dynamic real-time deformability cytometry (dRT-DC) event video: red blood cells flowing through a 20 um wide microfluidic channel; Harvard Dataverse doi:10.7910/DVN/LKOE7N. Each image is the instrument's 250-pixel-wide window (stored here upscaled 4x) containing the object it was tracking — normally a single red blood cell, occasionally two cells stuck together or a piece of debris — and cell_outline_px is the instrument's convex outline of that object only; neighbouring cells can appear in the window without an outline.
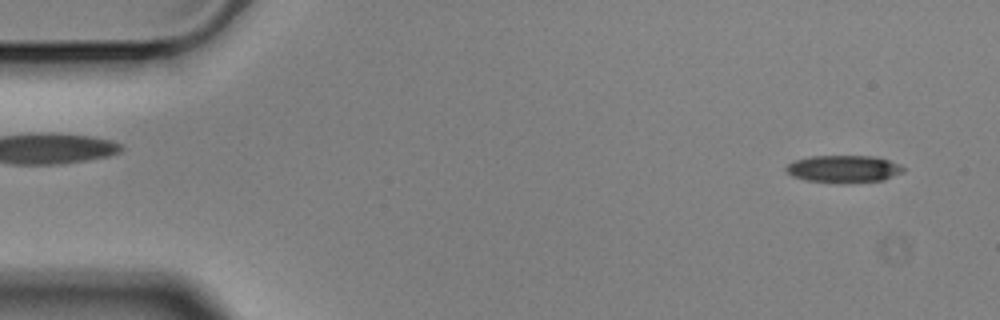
{"species": "Egyptian fruit bat (a non-hibernating species)", "species_latin": "Rousettus aegyptiacus", "temperature_condition": "cold", "stored_images_in_passage": 3, "camera_frame_rate_fps": 3000, "um_per_image_px": 0.085, "animal": {"sex": "male"}, "frame": {"image": 1, "passage_image": 3, "time_ms": 0.667, "image_size_px": [1000, 320], "cell_outline_px": [[904, 172], [884, 180], [844, 184], [840, 184], [804, 180], [792, 176], [784, 168], [788, 164], [796, 160], [812, 156], [872, 156], [888, 160], [900, 164], [904, 168]], "centroid_in_image_um": [71.72, 14.38], "position_along_channel_um": 13.3, "area_um2": 18.9}}